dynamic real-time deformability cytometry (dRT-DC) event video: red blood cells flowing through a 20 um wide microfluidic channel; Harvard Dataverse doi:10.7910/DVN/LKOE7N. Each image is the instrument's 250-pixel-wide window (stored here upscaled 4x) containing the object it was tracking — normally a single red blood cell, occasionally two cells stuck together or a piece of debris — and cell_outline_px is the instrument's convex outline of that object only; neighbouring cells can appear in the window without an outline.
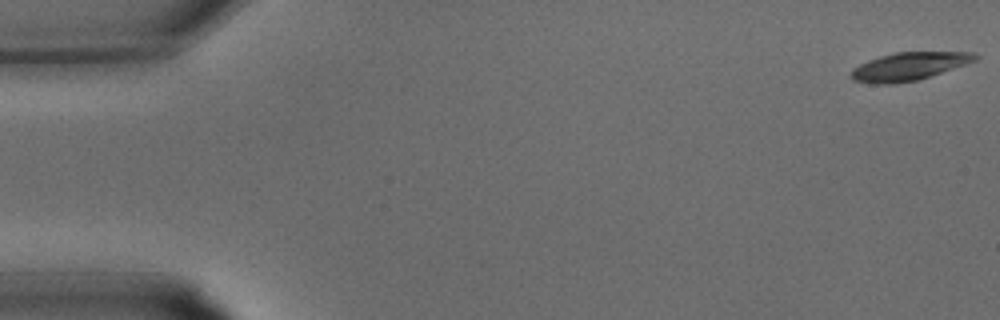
{"species": "common noctule bat (a hibernating species)", "species_latin": "Nyctalus noctula", "temperature_condition": "warm", "stored_images_in_passage": 33, "camera_frame_rate_fps": 3000, "um_per_image_px": 0.085, "animal": {"sex": "male", "body_mass_g": 15.6}, "frame": {"image": 1, "passage_image": 1, "time_ms": 0.0, "image_size_px": [1000, 320], "cell_outline_px": [[980, 56], [976, 60], [916, 80], [892, 84], [872, 84], [852, 80], [848, 76], [852, 68], [868, 60], [880, 56], [896, 52], [976, 52]], "centroid_in_image_um": [77.19, 5.64], "position_along_channel_um": 7.8, "area_um2": 20.11}}
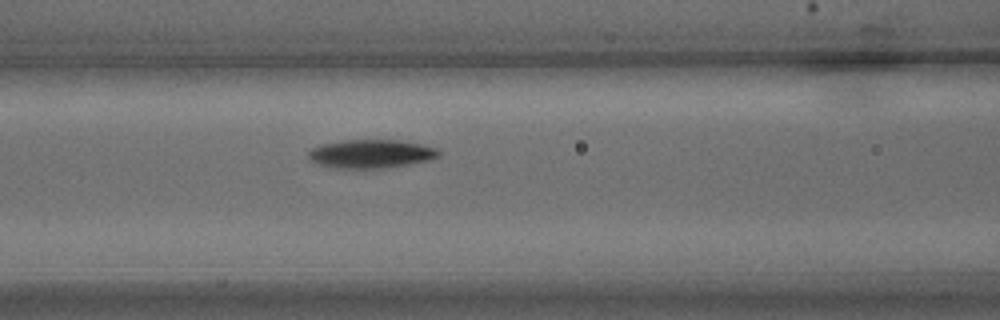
{"frame": {"image": 2, "passage_image": 14, "time_ms": 4.333, "image_size_px": [1000, 320], "cell_outline_px": [[440, 156], [428, 160], [388, 168], [328, 168], [316, 164], [308, 156], [308, 152], [312, 148], [320, 144], [344, 140], [400, 140], [420, 144], [436, 148], [440, 152]], "centroid_in_image_um": [31.5, 13.08], "position_along_channel_um": 135.1, "area_um2": 21.79}}
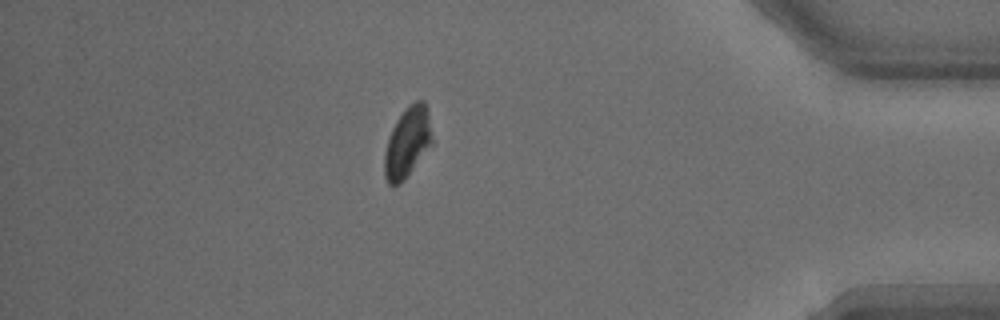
{"frame": {"image": 3, "passage_image": 29, "time_ms": 9.333, "image_size_px": [1000, 320], "cell_outline_px": [[432, 144], [404, 180], [400, 184], [388, 184], [384, 176], [384, 152], [392, 128], [396, 120], [404, 108], [408, 104], [416, 100], [424, 100], [428, 112], [432, 136]], "centroid_in_image_um": [34.62, 12.08], "position_along_channel_um": 400.6, "area_um2": 19.54}}